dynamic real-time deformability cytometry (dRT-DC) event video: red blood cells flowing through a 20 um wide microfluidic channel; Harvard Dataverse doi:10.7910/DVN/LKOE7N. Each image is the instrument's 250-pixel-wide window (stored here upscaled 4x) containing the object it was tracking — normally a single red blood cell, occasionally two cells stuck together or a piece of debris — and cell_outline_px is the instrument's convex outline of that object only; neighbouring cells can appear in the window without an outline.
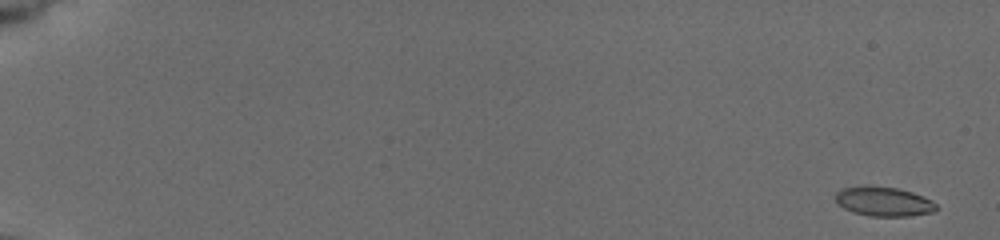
{"species": "common noctule bat (a hibernating species)", "species_latin": "Nyctalus noctula", "temperature_condition": "cold", "stored_images_in_passage": 12, "camera_frame_rate_fps": 3000, "um_per_image_px": 0.085, "animal": {"sex": "female", "body_mass_g": 19.5, "forearm_length_mm": 54.1}, "frame": {"image": 1, "passage_image": 1, "time_ms": 0.0, "image_size_px": [1000, 240], "cell_outline_px": [[936, 208], [932, 212], [912, 216], [868, 216], [852, 212], [836, 204], [836, 192], [844, 188], [868, 184], [896, 188], [912, 192], [932, 200], [936, 204]], "centroid_in_image_um": [75.08, 17.12], "position_along_channel_um": 9.9, "area_um2": 17.46}}
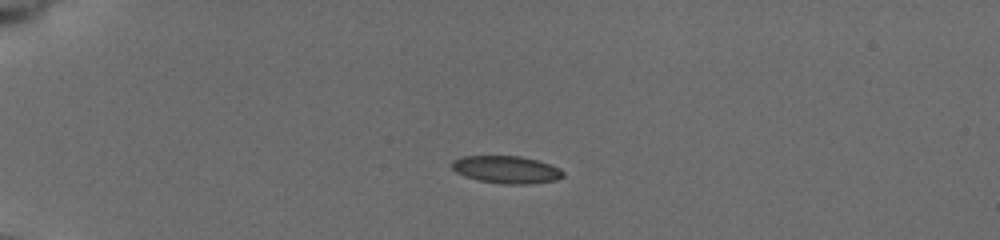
{"frame": {"image": 2, "passage_image": 9, "time_ms": 4.667, "image_size_px": [1000, 240], "cell_outline_px": [[564, 176], [556, 180], [528, 184], [504, 184], [480, 180], [464, 176], [456, 172], [452, 168], [452, 160], [460, 156], [520, 156], [536, 160], [560, 168], [564, 172]], "centroid_in_image_um": [43.03, 14.41], "position_along_channel_um": 42.0, "area_um2": 17.74}}
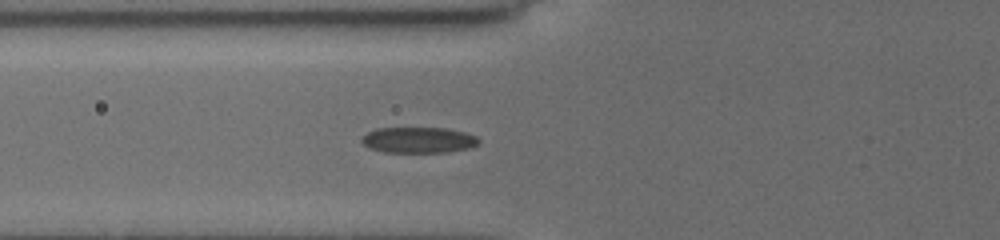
{"frame": {"image": 3, "passage_image": 12, "time_ms": 7.333, "image_size_px": [1000, 240], "cell_outline_px": [[480, 140], [472, 148], [448, 152], [384, 152], [368, 148], [360, 140], [368, 132], [376, 128], [448, 128], [464, 132], [476, 136]], "centroid_in_image_um": [35.58, 11.9], "position_along_channel_um": 90.2, "area_um2": 17.69}}